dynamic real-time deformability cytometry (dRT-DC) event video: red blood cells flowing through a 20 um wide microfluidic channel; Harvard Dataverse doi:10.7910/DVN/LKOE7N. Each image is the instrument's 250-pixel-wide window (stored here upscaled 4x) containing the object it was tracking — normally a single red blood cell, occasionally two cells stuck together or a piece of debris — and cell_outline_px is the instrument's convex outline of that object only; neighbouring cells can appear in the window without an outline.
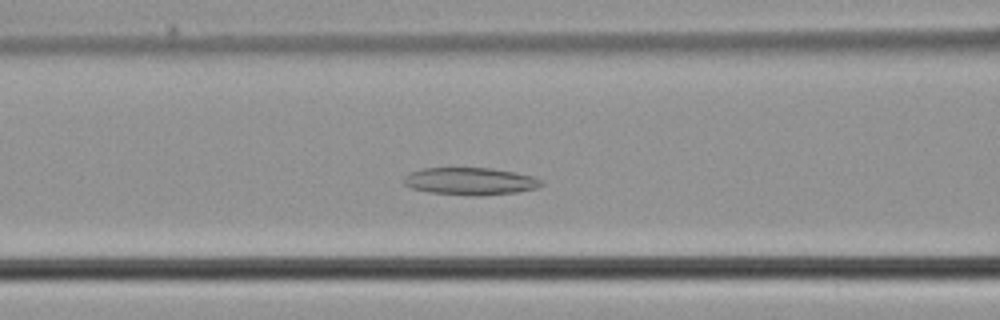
{"species": "common noctule bat (a hibernating species)", "species_latin": "Nyctalus noctula", "temperature_condition": "cold", "stored_images_in_passage": 46, "camera_frame_rate_fps": 3000, "um_per_image_px": 0.085, "animal": {"sex": "male", "body_mass_g": 21.5, "forearm_length_mm": 52.0}, "frame": {"image": 1, "passage_image": 16, "time_ms": 5.0, "image_size_px": [1000, 320], "cell_outline_px": [[544, 184], [536, 188], [516, 192], [480, 196], [468, 196], [428, 192], [412, 188], [404, 184], [404, 176], [420, 168], [492, 168], [532, 176], [544, 180]], "centroid_in_image_um": [39.97, 15.41], "position_along_channel_um": 126.6, "area_um2": 22.02}}
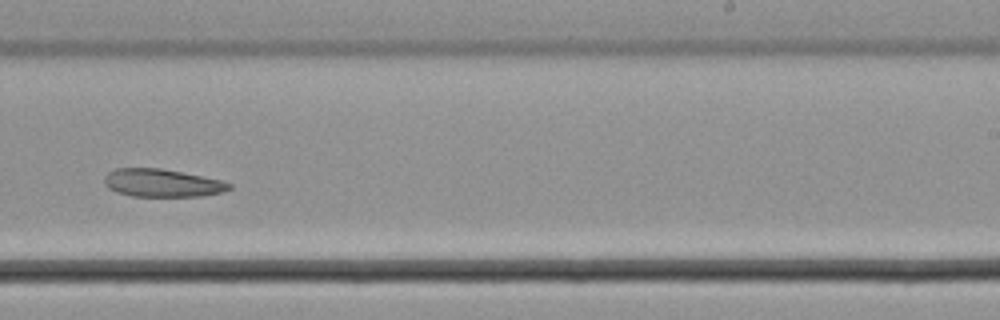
{"frame": {"image": 2, "passage_image": 27, "time_ms": 8.667, "image_size_px": [1000, 320], "cell_outline_px": [[232, 188], [220, 192], [204, 196], [132, 196], [116, 192], [108, 188], [104, 184], [104, 176], [108, 172], [116, 168], [160, 168], [220, 180], [232, 184]], "centroid_in_image_um": [13.73, 15.55], "position_along_channel_um": 275.3, "area_um2": 20.17}}
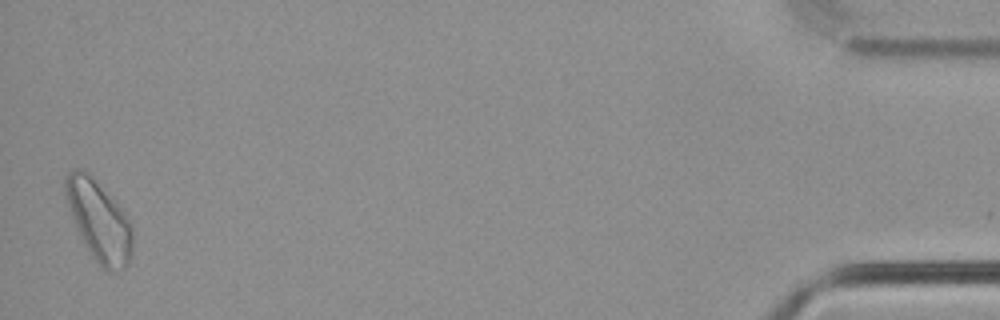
{"frame": {"image": 3, "passage_image": 45, "time_ms": 14.667, "image_size_px": [1000, 320], "cell_outline_px": [[132, 256], [128, 264], [124, 268], [104, 268], [92, 256], [80, 240], [64, 192], [64, 180], [68, 172], [72, 168], [80, 168], [92, 176], [116, 200], [132, 224]], "centroid_in_image_um": [8.4, 18.71], "position_along_channel_um": 426.8, "area_um2": 31.39}}